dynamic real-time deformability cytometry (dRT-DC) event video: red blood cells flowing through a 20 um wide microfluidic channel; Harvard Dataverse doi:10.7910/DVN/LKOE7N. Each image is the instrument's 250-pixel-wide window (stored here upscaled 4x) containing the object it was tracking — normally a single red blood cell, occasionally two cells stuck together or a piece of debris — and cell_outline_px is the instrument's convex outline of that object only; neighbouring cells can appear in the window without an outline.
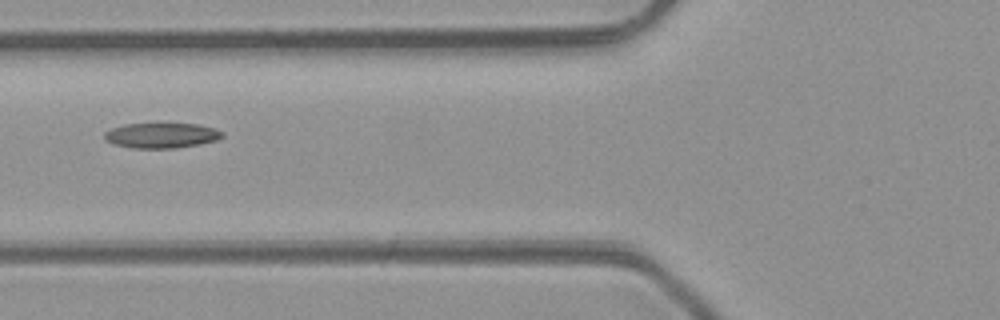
{"species": "common noctule bat (a hibernating species)", "species_latin": "Nyctalus noctula", "temperature_condition": "room temperature", "stored_images_in_passage": 6, "camera_frame_rate_fps": 3000, "um_per_image_px": 0.085, "animal": {"sex": "male", "body_mass_g": 23.1, "forearm_length_mm": 52.7}, "frame": {"image": 1, "passage_image": 6, "time_ms": 6.333, "image_size_px": [1000, 320], "cell_outline_px": [[224, 136], [216, 140], [200, 144], [172, 148], [136, 148], [112, 144], [104, 140], [104, 132], [112, 128], [124, 124], [196, 124], [212, 128], [224, 132]], "centroid_in_image_um": [13.69, 11.51], "position_along_channel_um": 112.1, "area_um2": 17.17}}